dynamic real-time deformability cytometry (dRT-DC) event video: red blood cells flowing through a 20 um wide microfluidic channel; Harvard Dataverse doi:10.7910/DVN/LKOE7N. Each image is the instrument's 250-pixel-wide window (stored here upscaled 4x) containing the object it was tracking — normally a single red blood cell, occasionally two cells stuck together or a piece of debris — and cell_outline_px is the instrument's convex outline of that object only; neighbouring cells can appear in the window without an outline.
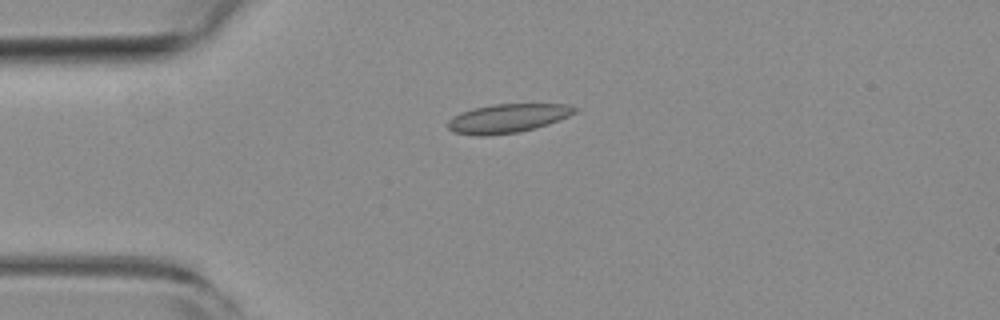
{"species": "common noctule bat (a hibernating species)", "species_latin": "Nyctalus noctula", "temperature_condition": "room temperature", "stored_images_in_passage": 34, "camera_frame_rate_fps": 3000, "um_per_image_px": 0.085, "animal": {"sex": "female", "body_mass_g": 19.3, "forearm_length_mm": 54.1}, "frame": {"image": 1, "passage_image": 1, "time_ms": 0.0, "image_size_px": [1000, 320], "cell_outline_px": [[580, 108], [576, 112], [568, 116], [548, 124], [520, 132], [488, 136], [476, 136], [452, 132], [448, 128], [448, 120], [452, 116], [460, 112], [472, 108], [492, 104], [568, 104]], "centroid_in_image_um": [43.12, 10.06], "position_along_channel_um": 41.9, "area_um2": 21.62}}
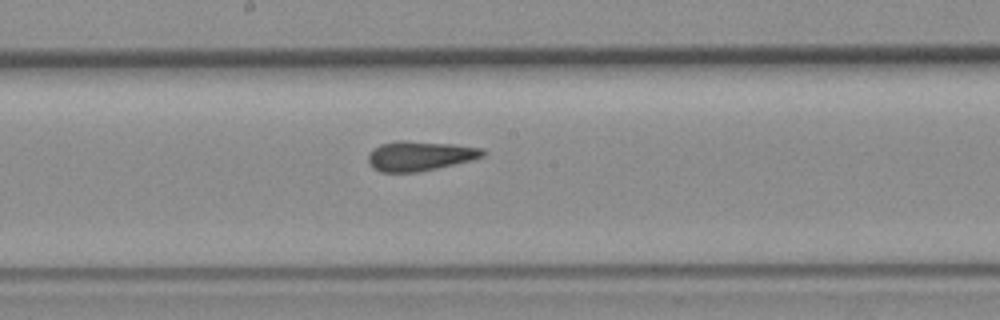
{"frame": {"image": 2, "passage_image": 16, "time_ms": 5.0, "image_size_px": [1000, 320], "cell_outline_px": [[484, 156], [472, 160], [436, 168], [416, 172], [380, 172], [372, 168], [368, 164], [368, 156], [372, 148], [380, 144], [396, 140], [408, 140], [452, 144], [484, 148]], "centroid_in_image_um": [35.64, 13.24], "position_along_channel_um": 212.6, "area_um2": 20.0}}
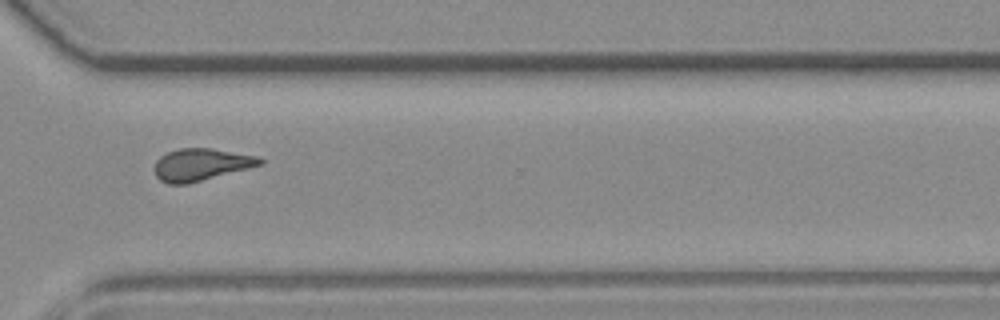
{"frame": {"image": 3, "passage_image": 27, "time_ms": 8.667, "image_size_px": [1000, 320], "cell_outline_px": [[264, 164], [188, 184], [168, 184], [160, 180], [156, 176], [156, 160], [160, 156], [168, 152], [180, 148], [212, 148], [256, 156], [264, 160]], "centroid_in_image_um": [17.1, 13.99], "position_along_channel_um": 353.5, "area_um2": 19.65}, "authors_computed_cell_mechanics": {"area_um2": 19.5942, "velocity_mm_per_s": 3.8459, "shape_relaxation_time_tau1_ms": null, "shape_relaxation_time_tau2_ms": 1.384, "deformation_change_tau1": null, "deformation_change_tau2": 0.1002}}